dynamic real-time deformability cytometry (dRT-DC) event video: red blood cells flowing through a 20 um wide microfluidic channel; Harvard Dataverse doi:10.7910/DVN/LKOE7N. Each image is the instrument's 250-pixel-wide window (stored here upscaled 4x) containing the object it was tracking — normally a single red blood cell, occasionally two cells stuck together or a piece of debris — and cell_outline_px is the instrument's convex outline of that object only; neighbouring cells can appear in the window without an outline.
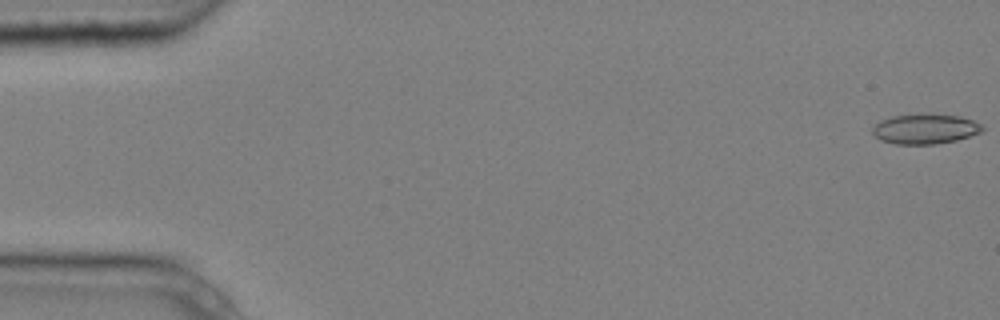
{"species": "common noctule bat (a hibernating species)", "species_latin": "Nyctalus noctula", "temperature_condition": "cold", "stored_images_in_passage": 5, "camera_frame_rate_fps": 3000, "um_per_image_px": 0.085, "animal": {"sex": "male", "body_mass_g": 20.4}, "frame": {"image": 1, "passage_image": 1, "time_ms": 0.0, "image_size_px": [1000, 320], "cell_outline_px": [[984, 128], [980, 132], [956, 140], [936, 144], [896, 144], [880, 140], [872, 132], [872, 128], [880, 120], [892, 116], [932, 112], [960, 116], [972, 120], [980, 124]], "centroid_in_image_um": [78.62, 10.93], "position_along_channel_um": 6.4, "area_um2": 19.42}}
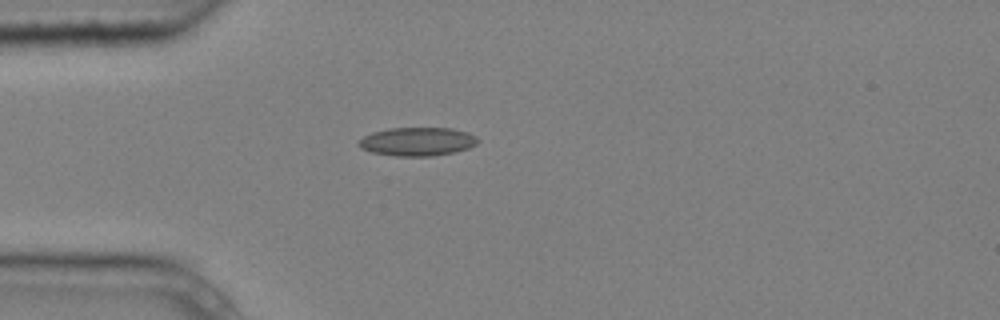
{"frame": {"image": 2, "passage_image": 5, "time_ms": 1.333, "image_size_px": [1000, 320], "cell_outline_px": [[480, 140], [476, 144], [468, 148], [456, 152], [432, 156], [396, 156], [372, 152], [360, 148], [356, 144], [364, 136], [372, 132], [388, 128], [452, 128], [468, 132], [476, 136]], "centroid_in_image_um": [35.49, 12.03], "position_along_channel_um": 49.5, "area_um2": 19.94}}